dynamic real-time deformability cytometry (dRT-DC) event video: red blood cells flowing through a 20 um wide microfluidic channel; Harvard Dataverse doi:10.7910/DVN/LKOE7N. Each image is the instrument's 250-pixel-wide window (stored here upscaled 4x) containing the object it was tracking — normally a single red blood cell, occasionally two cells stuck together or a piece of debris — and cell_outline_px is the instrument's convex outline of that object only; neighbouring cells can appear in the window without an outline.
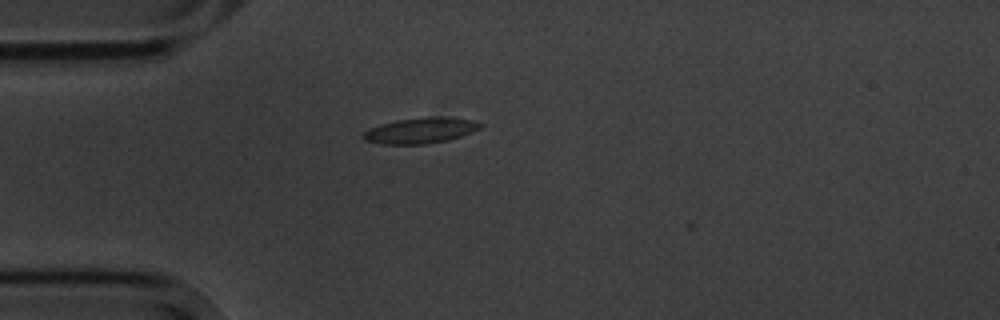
{"species": "common noctule bat (a hibernating species)", "species_latin": "Nyctalus noctula", "temperature_condition": "cold", "stored_images_in_passage": 3, "camera_frame_rate_fps": 3000, "um_per_image_px": 0.085, "animal": {"sex": "male", "body_mass_g": 20.1, "forearm_length_mm": 53.5}, "frame": {"image": 1, "passage_image": 2, "time_ms": 1.0, "image_size_px": [1000, 320], "cell_outline_px": [[484, 124], [480, 128], [460, 136], [448, 140], [428, 144], [380, 144], [364, 140], [360, 136], [364, 132], [372, 128], [396, 120], [432, 116], [448, 116], [472, 120]], "centroid_in_image_um": [35.76, 11.09], "position_along_channel_um": 49.2, "area_um2": 17.51}}